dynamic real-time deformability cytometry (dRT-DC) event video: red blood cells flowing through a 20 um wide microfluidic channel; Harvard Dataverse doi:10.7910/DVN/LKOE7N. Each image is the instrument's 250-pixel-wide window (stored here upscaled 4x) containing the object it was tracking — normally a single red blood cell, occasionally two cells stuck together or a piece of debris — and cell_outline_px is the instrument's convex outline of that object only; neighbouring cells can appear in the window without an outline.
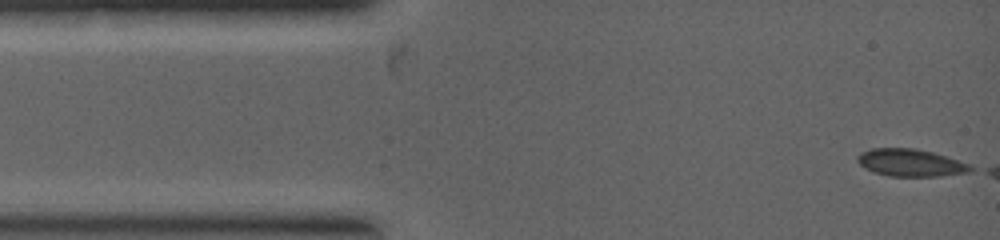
{"species": "common noctule bat (a hibernating species)", "species_latin": "Nyctalus noctula", "temperature_condition": "warm", "stored_images_in_passage": 7, "camera_frame_rate_fps": 5000, "um_per_image_px": 0.085, "animal": {"sex": "female", "body_mass_g": 19.0, "forearm_length_mm": 53.3}, "frame": {"image": 1, "passage_image": 1, "time_ms": 0.0, "image_size_px": [1000, 240], "cell_outline_px": [[976, 168], [968, 172], [940, 176], [888, 176], [872, 172], [864, 168], [856, 160], [856, 156], [860, 152], [872, 148], [912, 148], [932, 152], [948, 156], [968, 164]], "centroid_in_image_um": [77.36, 13.83], "position_along_channel_um": 7.6, "area_um2": 18.15}}